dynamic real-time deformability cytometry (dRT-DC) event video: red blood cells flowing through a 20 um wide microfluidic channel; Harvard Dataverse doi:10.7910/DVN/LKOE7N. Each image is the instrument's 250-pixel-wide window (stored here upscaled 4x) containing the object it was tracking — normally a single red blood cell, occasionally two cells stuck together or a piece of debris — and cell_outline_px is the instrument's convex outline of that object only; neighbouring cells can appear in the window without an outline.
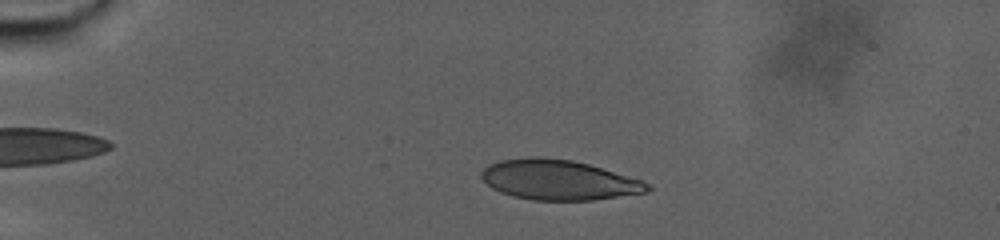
{"species": "human", "species_latin": "Homo sapiens", "temperature_condition": "warm", "stored_images_in_passage": 63, "camera_frame_rate_fps": 3000, "um_per_image_px": 0.085, "donor": {"sex": "male"}, "frame": {"image": 1, "passage_image": 6, "time_ms": 1.667, "image_size_px": [1000, 240], "cell_outline_px": [[652, 188], [648, 192], [592, 200], [532, 200], [512, 196], [500, 192], [492, 188], [480, 176], [480, 172], [488, 164], [500, 160], [532, 156], [536, 156], [572, 160], [588, 164], [644, 180], [652, 184]], "centroid_in_image_um": [47.5, 15.29], "position_along_channel_um": 37.5, "area_um2": 38.96}}
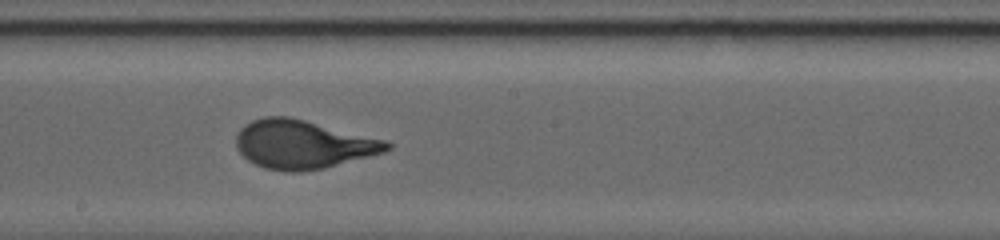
{"frame": {"image": 2, "passage_image": 37, "time_ms": 12.0, "image_size_px": [1000, 240], "cell_outline_px": [[392, 148], [384, 152], [324, 168], [300, 172], [288, 172], [264, 168], [248, 160], [236, 148], [236, 136], [240, 128], [244, 124], [252, 120], [264, 116], [288, 116], [388, 140], [392, 144]], "centroid_in_image_um": [25.75, 12.27], "position_along_channel_um": 222.5, "area_um2": 42.77}}
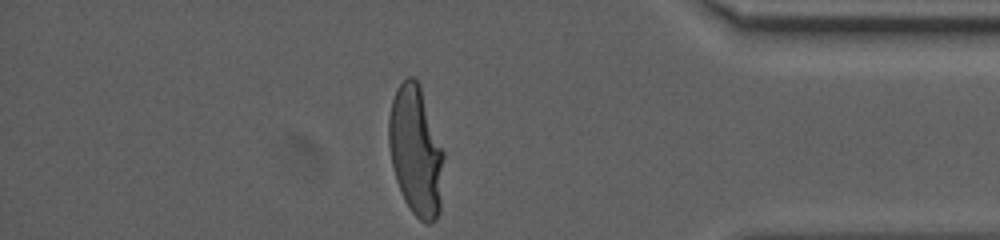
{"frame": {"image": 3, "passage_image": 62, "time_ms": 20.333, "image_size_px": [1000, 240], "cell_outline_px": [[444, 156], [440, 212], [436, 220], [428, 224], [420, 220], [412, 212], [404, 200], [396, 180], [392, 168], [388, 144], [388, 120], [392, 100], [400, 84], [408, 76], [412, 76], [420, 84], [444, 152]], "centroid_in_image_um": [35.35, 12.85], "position_along_channel_um": 399.9, "area_um2": 41.73}, "authors_computed_cell_mechanics": {"area_um2": 41.2114, "velocity_mm_per_s": 2.4092, "shape_relaxation_time_tau1_ms": 6.3385, "shape_relaxation_time_tau2_ms": null, "deformation_change_tau1": 0.2288, "deformation_change_tau2": null}}